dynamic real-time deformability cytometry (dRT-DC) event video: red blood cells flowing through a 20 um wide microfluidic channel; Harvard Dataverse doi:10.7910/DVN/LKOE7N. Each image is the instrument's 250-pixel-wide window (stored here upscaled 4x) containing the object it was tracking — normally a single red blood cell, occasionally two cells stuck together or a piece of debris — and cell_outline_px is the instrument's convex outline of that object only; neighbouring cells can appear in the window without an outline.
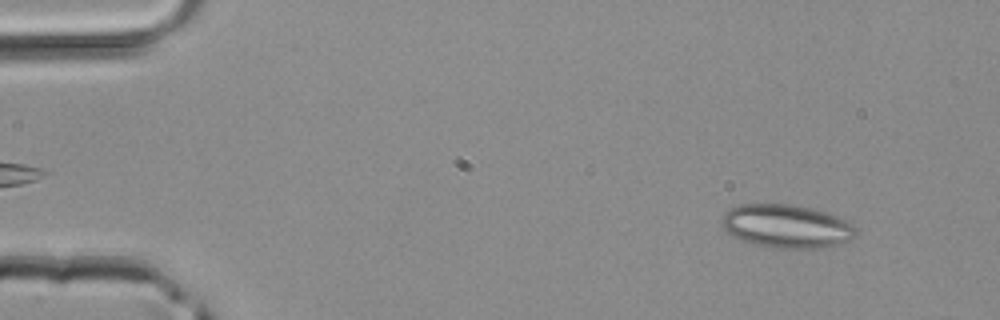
{"species": "common noctule bat (a hibernating species)", "species_latin": "Nyctalus noctula", "temperature_condition": "room temperature", "stored_images_in_passage": 4, "camera_frame_rate_fps": 3000, "um_per_image_px": 0.085, "animal": {"sex": "male", "body_mass_g": 20.4}, "frame": {"image": 1, "passage_image": 1, "time_ms": 0.0, "image_size_px": [1000, 320], "cell_outline_px": [[856, 228], [852, 236], [848, 240], [824, 248], [776, 248], [756, 244], [740, 240], [732, 236], [724, 228], [724, 212], [740, 204], [788, 204], [816, 208], [828, 212], [852, 224]], "centroid_in_image_um": [66.85, 19.22], "position_along_channel_um": 18.1, "area_um2": 33.58}}